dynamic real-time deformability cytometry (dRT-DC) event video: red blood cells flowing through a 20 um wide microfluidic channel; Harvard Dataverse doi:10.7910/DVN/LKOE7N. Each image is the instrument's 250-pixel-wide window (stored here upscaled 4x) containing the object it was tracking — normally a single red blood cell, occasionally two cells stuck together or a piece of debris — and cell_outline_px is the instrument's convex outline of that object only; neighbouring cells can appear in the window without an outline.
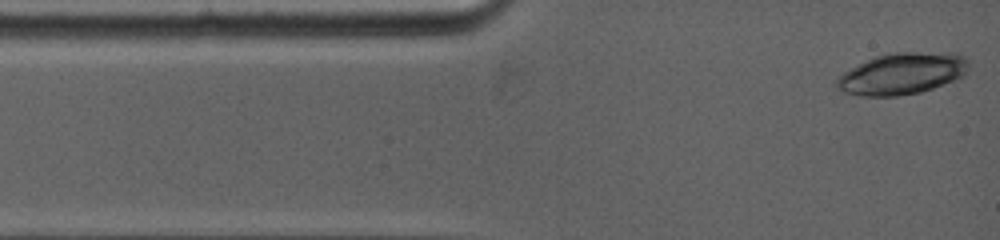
{"species": "common noctule bat (a hibernating species)", "species_latin": "Nyctalus noctula", "temperature_condition": "warm", "stored_images_in_passage": 81, "camera_frame_rate_fps": 5000, "um_per_image_px": 0.085, "animal": {"sex": "female", "body_mass_g": 19.0, "forearm_length_mm": 53.3}, "frame": {"image": 1, "passage_image": 1, "time_ms": 0.0, "image_size_px": [1000, 240], "cell_outline_px": [[968, 68], [964, 76], [932, 88], [920, 92], [896, 96], [860, 96], [844, 92], [836, 88], [836, 80], [844, 72], [876, 56], [888, 52], [948, 52], [964, 56], [968, 60]], "centroid_in_image_um": [76.69, 6.25], "position_along_channel_um": 8.3, "area_um2": 31.85}}
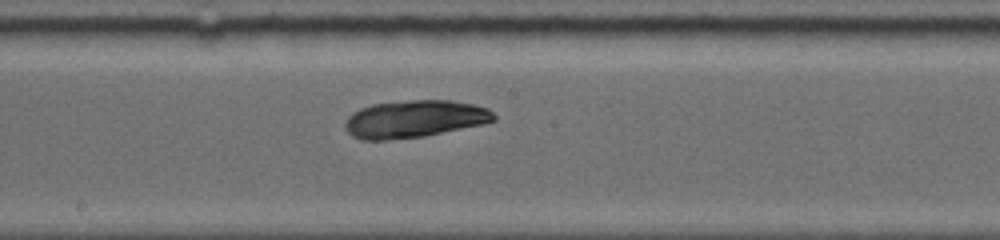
{"frame": {"image": 2, "passage_image": 37, "time_ms": 6.4, "image_size_px": [1000, 240], "cell_outline_px": [[496, 120], [484, 124], [424, 136], [388, 140], [360, 140], [352, 136], [344, 128], [344, 124], [348, 116], [352, 112], [360, 108], [372, 104], [408, 100], [452, 100], [472, 104], [488, 108], [496, 116]], "centroid_in_image_um": [35.21, 10.11], "position_along_channel_um": 213.0, "area_um2": 32.66}}
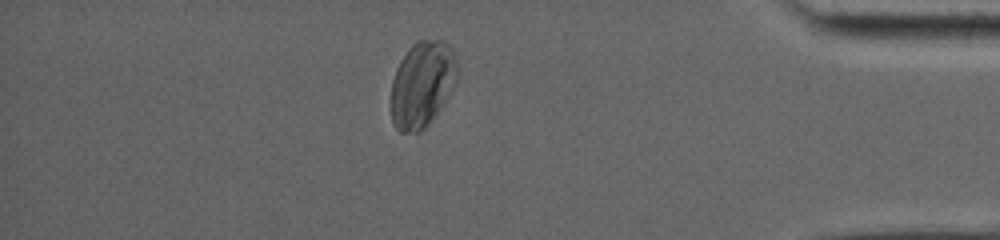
{"frame": {"image": 3, "passage_image": 71, "time_ms": 12.2, "image_size_px": [1000, 240], "cell_outline_px": [[460, 72], [456, 80], [444, 100], [428, 124], [420, 132], [400, 132], [392, 124], [392, 80], [396, 68], [400, 60], [408, 48], [416, 40], [440, 40], [448, 44], [452, 48], [456, 56], [460, 68]], "centroid_in_image_um": [35.89, 7.11], "position_along_channel_um": 399.3, "area_um2": 33.18}}